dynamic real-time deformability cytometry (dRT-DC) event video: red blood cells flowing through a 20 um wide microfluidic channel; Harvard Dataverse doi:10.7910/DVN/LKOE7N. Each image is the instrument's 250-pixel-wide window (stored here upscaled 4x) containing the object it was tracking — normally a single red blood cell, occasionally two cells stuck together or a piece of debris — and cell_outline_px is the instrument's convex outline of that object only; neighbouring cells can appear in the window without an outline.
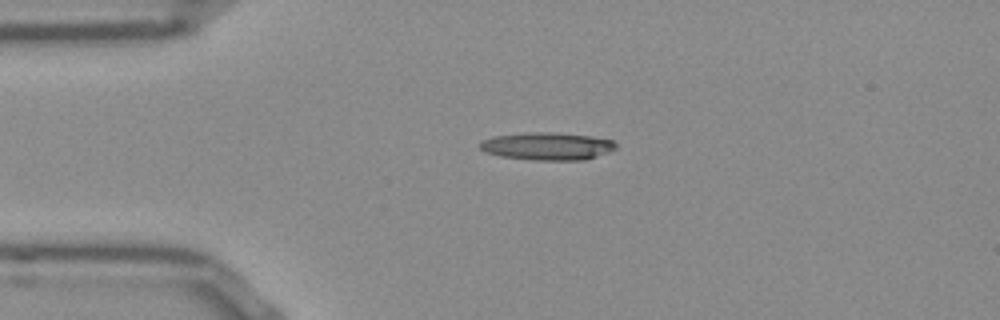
{"species": "Egyptian fruit bat (a non-hibernating species)", "species_latin": "Rousettus aegyptiacus", "temperature_condition": "room temperature", "stored_images_in_passage": 41, "camera_frame_rate_fps": 3000, "um_per_image_px": 0.085, "frame": {"image": 1, "passage_image": 1, "time_ms": 0.0, "image_size_px": [1000, 320], "cell_outline_px": [[616, 148], [608, 152], [584, 160], [532, 160], [500, 156], [488, 152], [480, 148], [480, 144], [484, 140], [492, 136], [536, 132], [548, 132], [592, 136], [612, 140], [616, 144]], "centroid_in_image_um": [46.54, 12.43], "position_along_channel_um": 38.5, "area_um2": 21.62}}
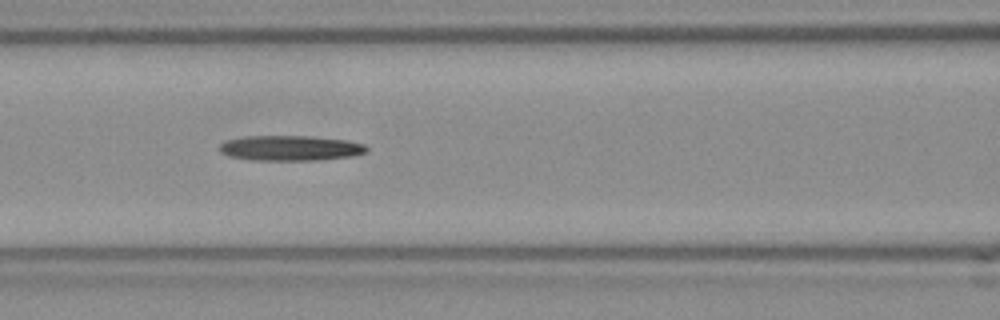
{"frame": {"image": 2, "passage_image": 11, "time_ms": 3.333, "image_size_px": [1000, 320], "cell_outline_px": [[368, 152], [352, 156], [320, 160], [256, 160], [228, 156], [220, 152], [220, 144], [224, 140], [244, 136], [312, 136], [348, 140], [364, 144], [368, 148]], "centroid_in_image_um": [24.69, 12.58], "position_along_channel_um": 141.9, "area_um2": 21.79}}
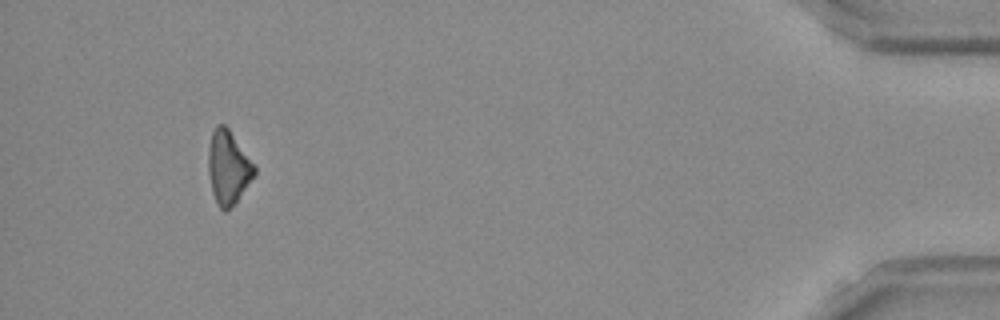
{"frame": {"image": 3, "passage_image": 38, "time_ms": 12.333, "image_size_px": [1000, 320], "cell_outline_px": [[256, 176], [236, 200], [224, 212], [220, 208], [212, 192], [208, 172], [208, 148], [212, 132], [216, 124], [224, 124], [228, 128], [256, 168]], "centroid_in_image_um": [19.38, 14.21], "position_along_channel_um": 415.8, "area_um2": 19.42}, "authors_computed_cell_mechanics": {"area_um2": 20.808, "velocity_mm_per_s": 3.8682, "shape_relaxation_time_tau1_ms": 5.0959, "shape_relaxation_time_tau2_ms": null, "deformation_change_tau1": 0.1621, "deformation_change_tau2": null}}